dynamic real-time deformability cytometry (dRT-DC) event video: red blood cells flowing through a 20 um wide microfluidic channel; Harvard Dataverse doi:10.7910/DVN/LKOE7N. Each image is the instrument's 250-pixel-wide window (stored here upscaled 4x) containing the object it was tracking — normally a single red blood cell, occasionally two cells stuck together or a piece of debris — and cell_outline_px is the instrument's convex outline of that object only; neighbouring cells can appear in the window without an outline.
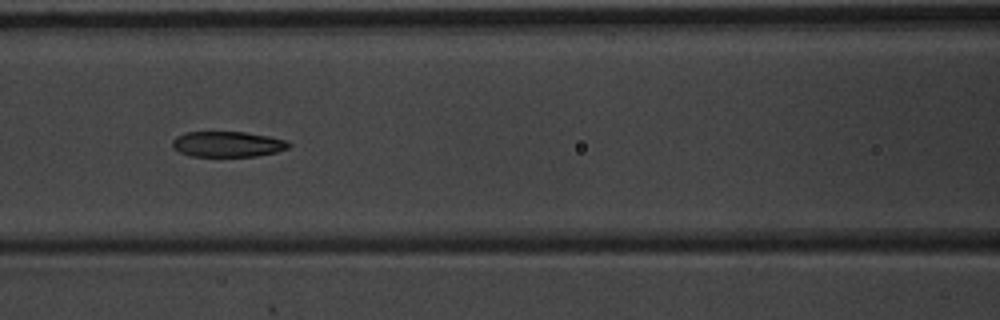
{"species": "common noctule bat (a hibernating species)", "species_latin": "Nyctalus noctula", "temperature_condition": "warm", "stored_images_in_passage": 16, "camera_frame_rate_fps": 3000, "um_per_image_px": 0.085, "animal": {"sex": "male", "body_mass_g": 20.1, "forearm_length_mm": 53.5}, "frame": {"image": 1, "passage_image": 7, "time_ms": 2.0, "image_size_px": [1000, 320], "cell_outline_px": [[292, 144], [288, 148], [276, 152], [256, 156], [188, 156], [172, 148], [172, 140], [176, 136], [184, 132], [244, 132], [268, 136], [288, 140]], "centroid_in_image_um": [19.33, 12.25], "position_along_channel_um": 147.3, "area_um2": 17.46}}
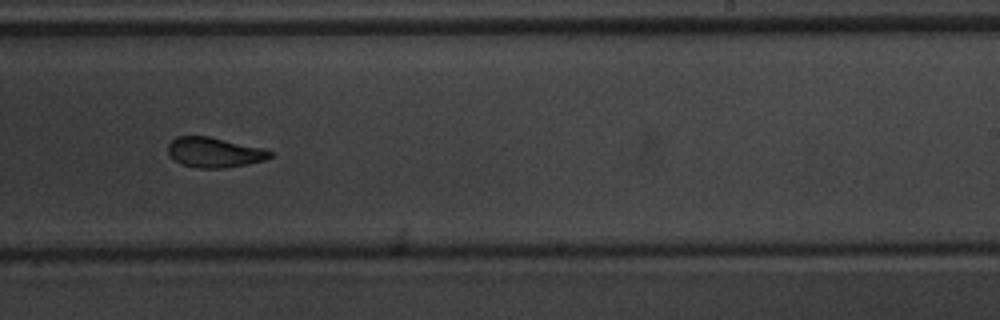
{"frame": {"image": 2, "passage_image": 10, "time_ms": 3.0, "image_size_px": [1000, 320], "cell_outline_px": [[272, 156], [264, 160], [224, 168], [200, 168], [180, 164], [168, 152], [168, 144], [176, 136], [208, 136], [264, 148], [272, 152]], "centroid_in_image_um": [18.21, 12.94], "position_along_channel_um": 270.8, "area_um2": 17.69}}
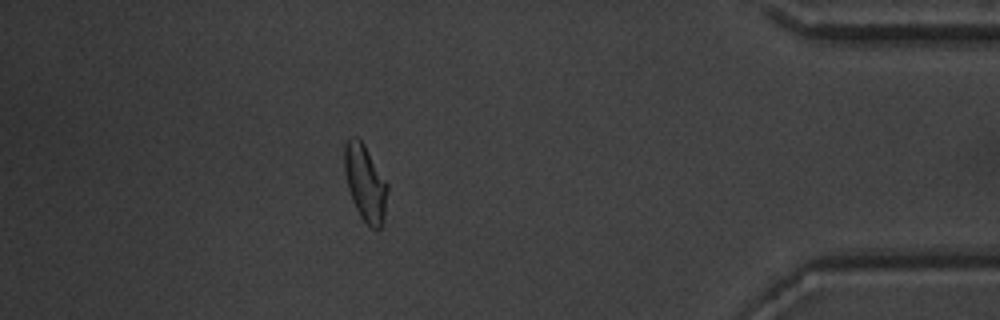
{"frame": {"image": 3, "passage_image": 14, "time_ms": 4.333, "image_size_px": [1000, 320], "cell_outline_px": [[388, 188], [384, 220], [380, 228], [372, 228], [360, 216], [352, 200], [348, 188], [344, 172], [344, 144], [348, 136], [356, 136], [364, 144], [388, 184]], "centroid_in_image_um": [31.03, 15.51], "position_along_channel_um": 404.2, "area_um2": 19.19}}